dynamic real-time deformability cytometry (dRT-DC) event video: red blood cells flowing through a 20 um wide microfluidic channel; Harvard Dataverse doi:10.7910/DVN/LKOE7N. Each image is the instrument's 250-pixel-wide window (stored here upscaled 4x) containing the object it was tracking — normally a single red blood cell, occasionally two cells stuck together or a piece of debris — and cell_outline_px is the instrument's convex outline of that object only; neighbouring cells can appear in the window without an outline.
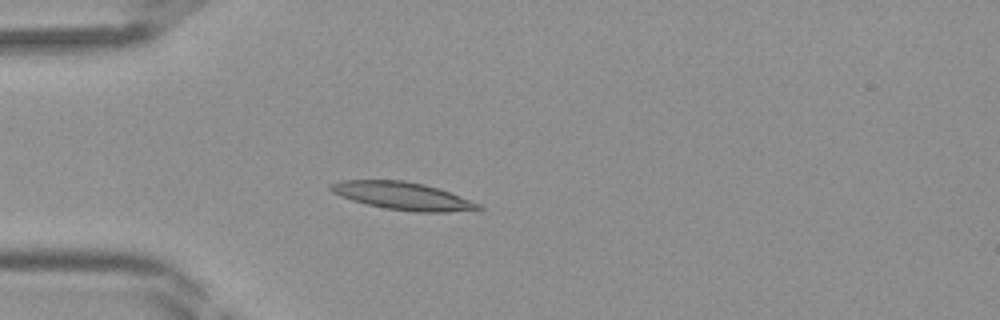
{"species": "Egyptian fruit bat (a non-hibernating species)", "species_latin": "Rousettus aegyptiacus", "temperature_condition": "room temperature", "stored_images_in_passage": 26, "camera_frame_rate_fps": 3000, "um_per_image_px": 0.085, "frame": {"image": 1, "passage_image": 1, "time_ms": 0.0, "image_size_px": [1000, 320], "cell_outline_px": [[484, 208], [448, 212], [416, 212], [384, 208], [352, 200], [340, 196], [332, 192], [328, 188], [328, 184], [340, 180], [404, 180], [424, 184], [440, 188], [480, 204]], "centroid_in_image_um": [34.19, 16.64], "position_along_channel_um": 50.8, "area_um2": 23.81}}
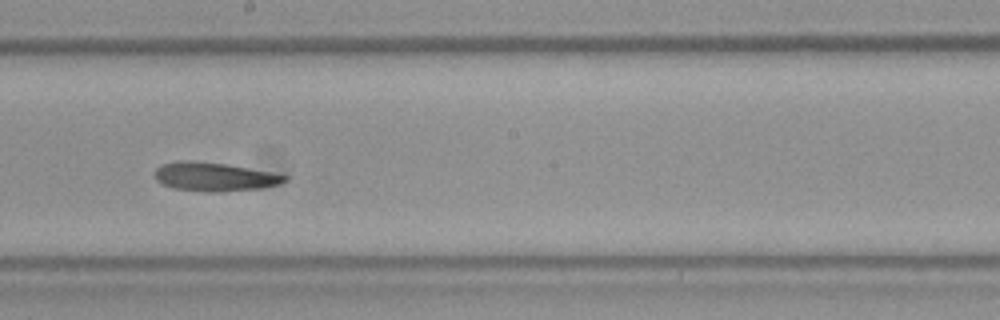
{"frame": {"image": 2, "passage_image": 13, "time_ms": 4.0, "image_size_px": [1000, 320], "cell_outline_px": [[288, 180], [280, 184], [260, 188], [220, 192], [208, 192], [172, 188], [156, 180], [152, 172], [160, 164], [176, 160], [188, 160], [228, 164], [272, 172], [288, 176]], "centroid_in_image_um": [18.19, 15.01], "position_along_channel_um": 230.0, "area_um2": 22.08}}
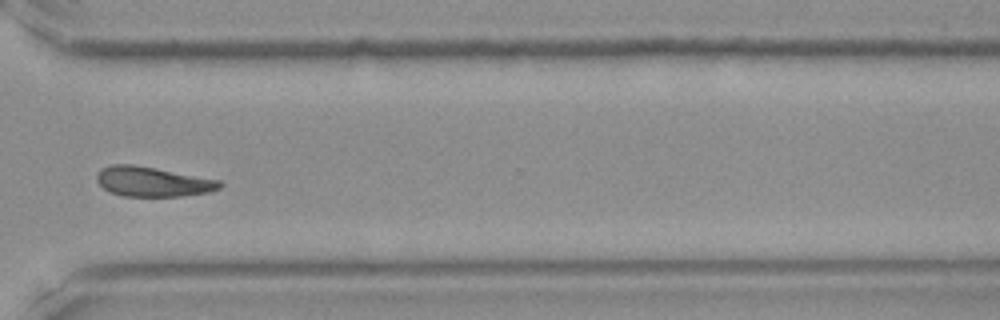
{"frame": {"image": 3, "passage_image": 21, "time_ms": 6.667, "image_size_px": [1000, 320], "cell_outline_px": [[224, 184], [220, 188], [208, 192], [180, 196], [124, 196], [112, 192], [104, 188], [96, 180], [96, 176], [100, 168], [108, 164], [132, 164], [156, 168], [220, 180]], "centroid_in_image_um": [12.96, 15.43], "position_along_channel_um": 357.6, "area_um2": 21.33}}